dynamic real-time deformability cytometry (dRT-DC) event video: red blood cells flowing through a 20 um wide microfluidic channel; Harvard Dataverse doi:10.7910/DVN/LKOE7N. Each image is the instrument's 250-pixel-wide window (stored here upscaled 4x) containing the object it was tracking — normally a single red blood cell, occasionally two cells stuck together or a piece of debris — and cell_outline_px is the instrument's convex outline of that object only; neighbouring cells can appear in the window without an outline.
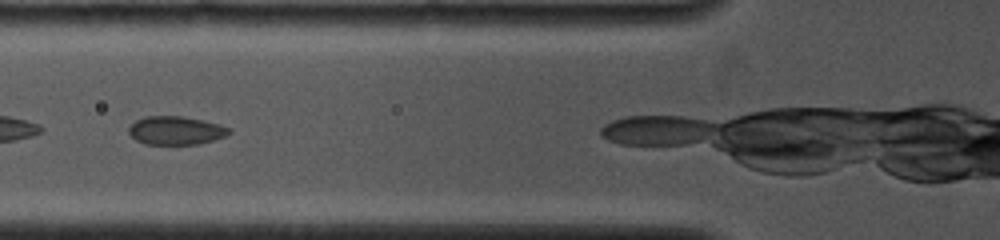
{"species": "common noctule bat (a hibernating species)", "species_latin": "Nyctalus noctula", "temperature_condition": "cold", "stored_images_in_passage": 4, "camera_frame_rate_fps": 4000, "um_per_image_px": 0.085, "animal": {"sex": "female", "body_mass_g": 19.0, "forearm_length_mm": 53.3}, "frame": {"image": 1, "passage_image": 2, "time_ms": 0.75, "image_size_px": [1000, 240], "cell_outline_px": [[232, 132], [224, 136], [200, 144], [144, 144], [136, 140], [128, 132], [128, 128], [136, 120], [144, 116], [180, 116], [220, 124], [232, 128]], "centroid_in_image_um": [14.94, 11.09], "position_along_channel_um": 110.9, "area_um2": 16.59}}